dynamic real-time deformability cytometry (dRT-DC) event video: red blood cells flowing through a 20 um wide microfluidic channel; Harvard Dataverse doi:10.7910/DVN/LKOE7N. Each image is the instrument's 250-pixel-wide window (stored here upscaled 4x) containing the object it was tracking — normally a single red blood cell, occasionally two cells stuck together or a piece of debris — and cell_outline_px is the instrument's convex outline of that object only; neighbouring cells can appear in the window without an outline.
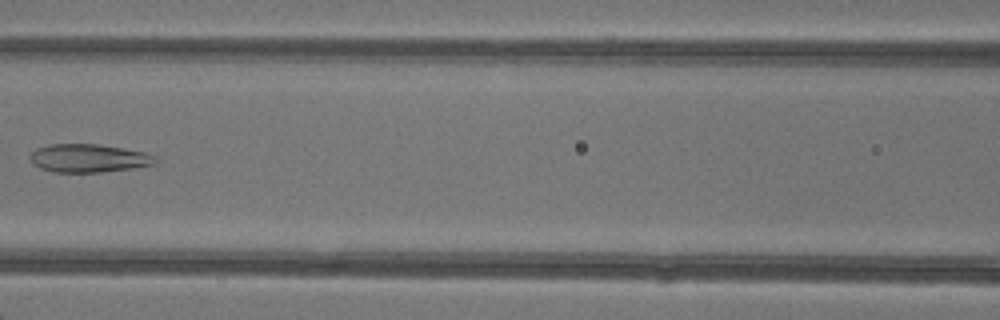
{"species": "common noctule bat (a hibernating species)", "species_latin": "Nyctalus noctula", "temperature_condition": "warm", "stored_images_in_passage": 7, "camera_frame_rate_fps": 3000, "um_per_image_px": 0.085, "animal": {"sex": "female"}, "frame": {"image": 1, "passage_image": 7, "time_ms": 7.0, "image_size_px": [1000, 320], "cell_outline_px": [[156, 164], [132, 168], [100, 172], [52, 172], [40, 168], [32, 164], [28, 156], [36, 148], [52, 144], [96, 144], [124, 148], [144, 152], [156, 156]], "centroid_in_image_um": [7.5, 13.45], "position_along_channel_um": 159.1, "area_um2": 20.69}}